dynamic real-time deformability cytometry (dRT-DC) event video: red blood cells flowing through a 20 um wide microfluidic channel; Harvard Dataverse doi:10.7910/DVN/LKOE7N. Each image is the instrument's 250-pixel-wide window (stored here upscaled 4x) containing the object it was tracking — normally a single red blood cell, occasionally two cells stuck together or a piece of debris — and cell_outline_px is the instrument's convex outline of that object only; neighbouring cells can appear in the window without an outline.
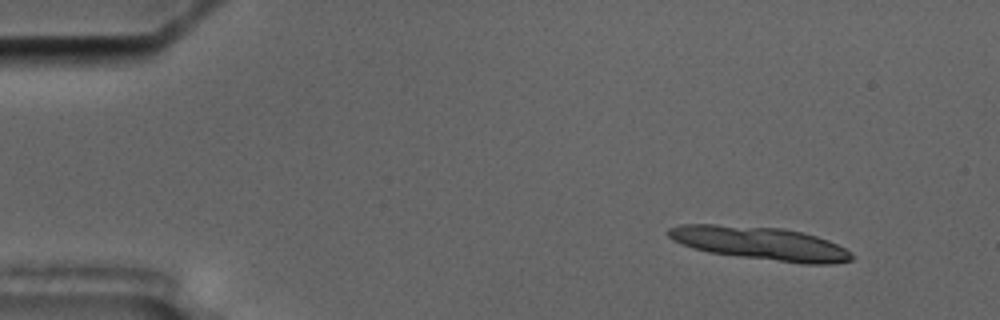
{"species": "common noctule bat (a hibernating species)", "species_latin": "Nyctalus noctula", "temperature_condition": "cold", "stored_images_in_passage": 4, "camera_frame_rate_fps": 3000, "um_per_image_px": 0.085, "animal": {"sex": "male", "body_mass_g": 17.5, "forearm_length_mm": 52.3}, "frame": {"image": 1, "passage_image": 1, "time_ms": 0.0, "image_size_px": [1000, 320], "cell_outline_px": [[856, 256], [852, 260], [832, 264], [808, 264], [708, 252], [692, 248], [672, 240], [668, 236], [668, 228], [680, 224], [716, 224], [784, 228], [816, 236], [828, 240], [852, 252]], "centroid_in_image_um": [64.62, 20.67], "position_along_channel_um": 20.4, "area_um2": 35.37}}